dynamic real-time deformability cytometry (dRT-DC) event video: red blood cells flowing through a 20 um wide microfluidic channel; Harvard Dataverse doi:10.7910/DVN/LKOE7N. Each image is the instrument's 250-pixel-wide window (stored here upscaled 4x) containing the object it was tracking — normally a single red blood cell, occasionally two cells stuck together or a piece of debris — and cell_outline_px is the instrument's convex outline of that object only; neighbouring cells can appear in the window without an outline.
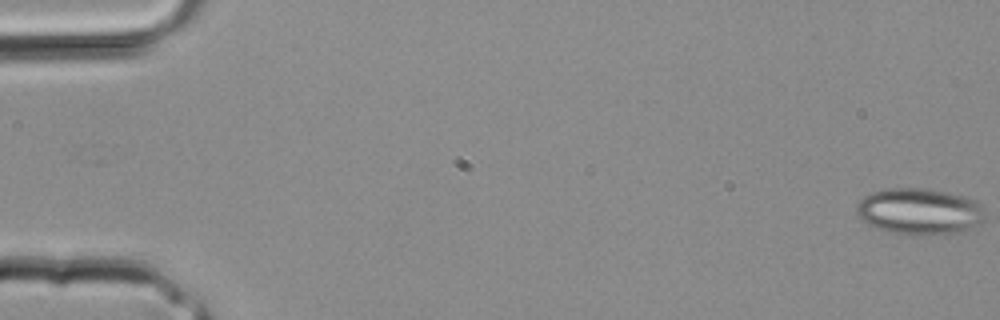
{"species": "common noctule bat (a hibernating species)", "species_latin": "Nyctalus noctula", "temperature_condition": "room temperature", "stored_images_in_passage": 35, "camera_frame_rate_fps": 3000, "um_per_image_px": 0.085, "animal": {"sex": "male", "body_mass_g": 20.4}, "frame": {"image": 1, "passage_image": 1, "time_ms": 0.0, "image_size_px": [1000, 320], "cell_outline_px": [[984, 220], [964, 232], [920, 236], [912, 236], [888, 232], [876, 228], [860, 220], [856, 212], [856, 204], [864, 196], [872, 192], [888, 188], [924, 188], [964, 196], [976, 200], [984, 208]], "centroid_in_image_um": [78.14, 17.99], "position_along_channel_um": 6.9, "area_um2": 35.26}}
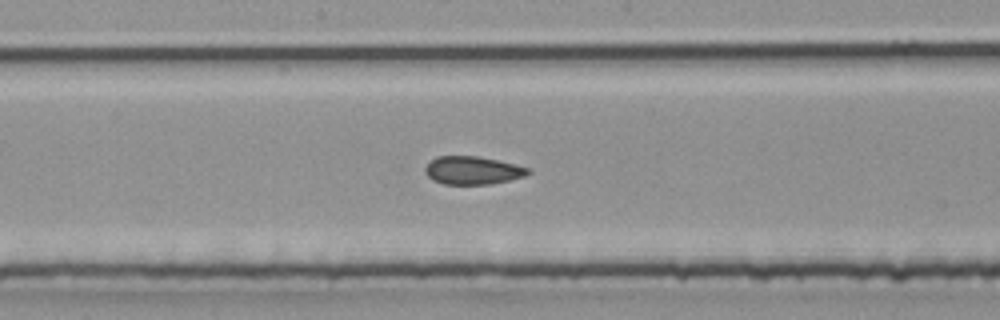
{"frame": {"image": 2, "passage_image": 19, "time_ms": 6.0, "image_size_px": [1000, 320], "cell_outline_px": [[532, 172], [524, 176], [492, 184], [444, 184], [432, 180], [424, 172], [424, 168], [436, 156], [476, 156], [496, 160], [532, 168]], "centroid_in_image_um": [40.18, 14.48], "position_along_channel_um": 208.0, "area_um2": 16.82}}
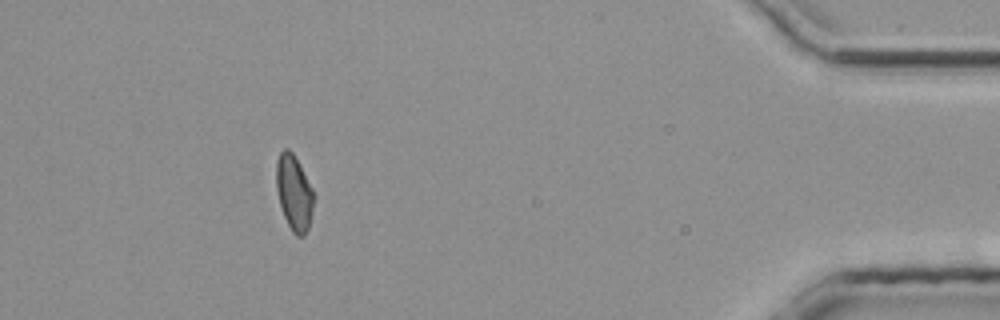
{"frame": {"image": 3, "passage_image": 32, "time_ms": 10.333, "image_size_px": [1000, 320], "cell_outline_px": [[312, 212], [308, 228], [304, 236], [296, 236], [292, 232], [284, 216], [280, 204], [276, 188], [276, 160], [280, 152], [284, 148], [288, 148], [292, 152], [312, 188]], "centroid_in_image_um": [24.96, 16.38], "position_along_channel_um": 410.2, "area_um2": 16.13}}